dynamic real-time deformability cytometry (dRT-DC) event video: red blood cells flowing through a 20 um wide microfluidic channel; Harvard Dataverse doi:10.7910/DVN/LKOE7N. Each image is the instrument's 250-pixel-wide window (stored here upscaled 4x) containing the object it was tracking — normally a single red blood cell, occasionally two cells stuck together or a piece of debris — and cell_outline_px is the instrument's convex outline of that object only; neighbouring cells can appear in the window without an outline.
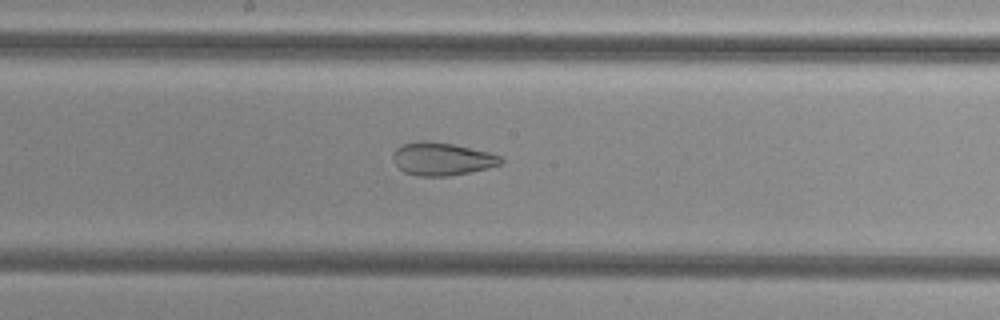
{"species": "common noctule bat (a hibernating species)", "species_latin": "Nyctalus noctula", "temperature_condition": "cold", "stored_images_in_passage": 45, "camera_frame_rate_fps": 3000, "um_per_image_px": 0.085, "animal": {"sex": "female", "body_mass_g": 29.2, "forearm_length_mm": 56.3}, "frame": {"image": 1, "passage_image": 20, "time_ms": 6.333, "image_size_px": [1000, 320], "cell_outline_px": [[504, 160], [500, 164], [468, 172], [448, 176], [416, 176], [404, 172], [392, 160], [392, 156], [396, 148], [404, 144], [420, 140], [424, 140], [452, 144], [488, 152], [500, 156]], "centroid_in_image_um": [37.52, 13.51], "position_along_channel_um": 210.7, "area_um2": 20.4}}
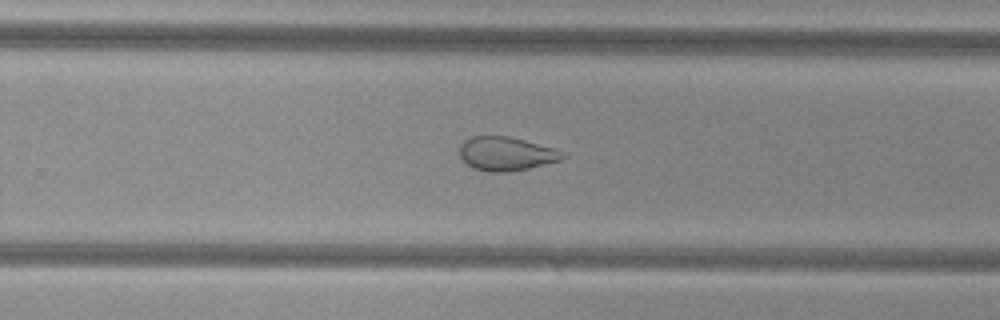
{"frame": {"image": 2, "passage_image": 26, "time_ms": 8.333, "image_size_px": [1000, 320], "cell_outline_px": [[568, 156], [560, 160], [528, 168], [508, 172], [488, 172], [472, 168], [460, 156], [460, 144], [464, 140], [472, 136], [508, 136], [556, 148]], "centroid_in_image_um": [43.02, 13.06], "position_along_channel_um": 286.8, "area_um2": 20.29}, "authors_computed_cell_mechanics": {"area_um2": 26.7614, "velocity_mm_per_s": 3.8257, "shape_relaxation_time_tau1_ms": null, "shape_relaxation_time_tau2_ms": 1.8664, "deformation_change_tau1": null, "deformation_change_tau2": 0.0892}}